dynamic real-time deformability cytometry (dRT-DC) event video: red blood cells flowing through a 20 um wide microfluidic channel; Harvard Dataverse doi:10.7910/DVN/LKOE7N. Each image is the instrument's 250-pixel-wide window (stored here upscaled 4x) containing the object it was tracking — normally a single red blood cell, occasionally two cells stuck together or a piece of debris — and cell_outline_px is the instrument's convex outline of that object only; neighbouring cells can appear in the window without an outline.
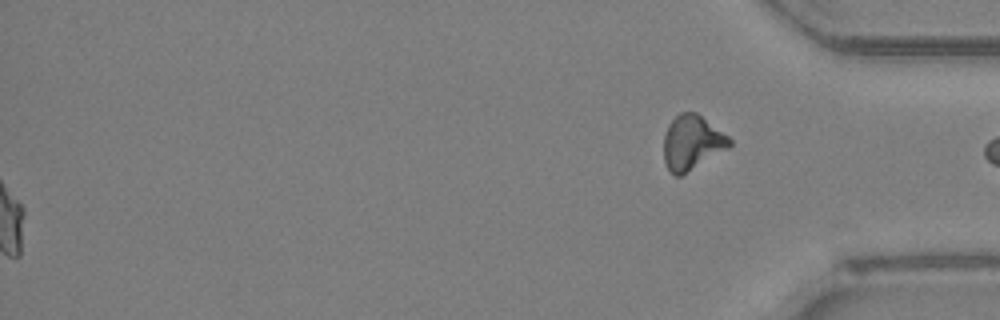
{"species": "Egyptian fruit bat (a non-hibernating species)", "species_latin": "Rousettus aegyptiacus", "temperature_condition": "room temperature", "stored_images_in_passage": 51, "segment_of_instrument_passage": [2, 2], "camera_frame_rate_fps": 3000, "um_per_image_px": 0.085, "animal": {"sex": "female"}, "frame": {"image": 1, "passage_image": 51, "time_ms": 16.667, "image_size_px": [1000, 320], "cell_outline_px": [[732, 144], [728, 148], [680, 176], [676, 176], [668, 168], [664, 160], [664, 136], [668, 124], [680, 112], [696, 112], [728, 136], [732, 140]], "centroid_in_image_um": [58.81, 12.1], "position_along_channel_um": 376.4, "area_um2": 20.58}}